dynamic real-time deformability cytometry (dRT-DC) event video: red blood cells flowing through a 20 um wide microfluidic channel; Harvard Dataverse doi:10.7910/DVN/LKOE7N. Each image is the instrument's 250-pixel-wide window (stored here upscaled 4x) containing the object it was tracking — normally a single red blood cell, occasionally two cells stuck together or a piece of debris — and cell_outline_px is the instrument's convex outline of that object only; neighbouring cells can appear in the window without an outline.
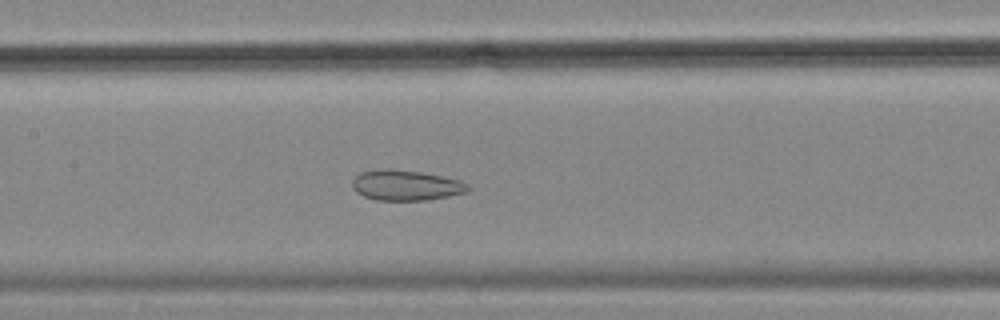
{"species": "common noctule bat (a hibernating species)", "species_latin": "Nyctalus noctula", "temperature_condition": "cold", "stored_images_in_passage": 57, "camera_frame_rate_fps": 3000, "um_per_image_px": 0.085, "animal": {"sex": "female", "body_mass_g": 18.4}, "frame": {"image": 1, "passage_image": 27, "time_ms": 8.667, "image_size_px": [1000, 320], "cell_outline_px": [[468, 188], [464, 192], [448, 196], [428, 200], [376, 200], [364, 196], [356, 192], [352, 188], [352, 180], [360, 172], [384, 168], [392, 168], [420, 172], [460, 180], [468, 184]], "centroid_in_image_um": [34.44, 15.74], "position_along_channel_um": 173.0, "area_um2": 20.4}}
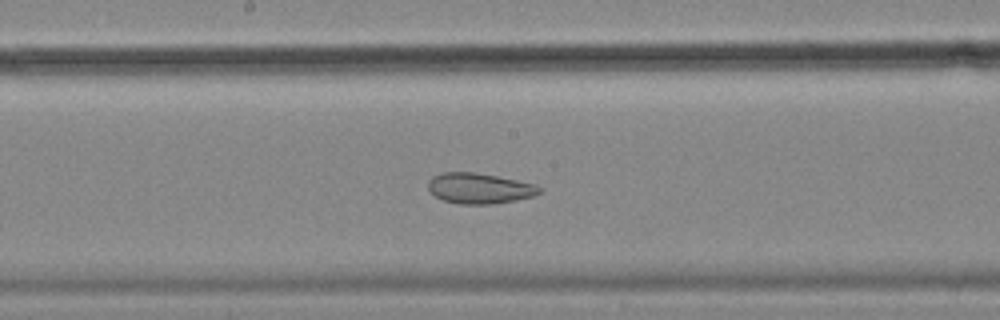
{"frame": {"image": 2, "passage_image": 30, "time_ms": 9.667, "image_size_px": [1000, 320], "cell_outline_px": [[544, 188], [540, 192], [532, 196], [492, 204], [460, 204], [444, 200], [428, 192], [428, 180], [432, 176], [440, 172], [472, 172], [496, 176], [536, 184]], "centroid_in_image_um": [40.71, 16.0], "position_along_channel_um": 207.5, "area_um2": 19.77}}
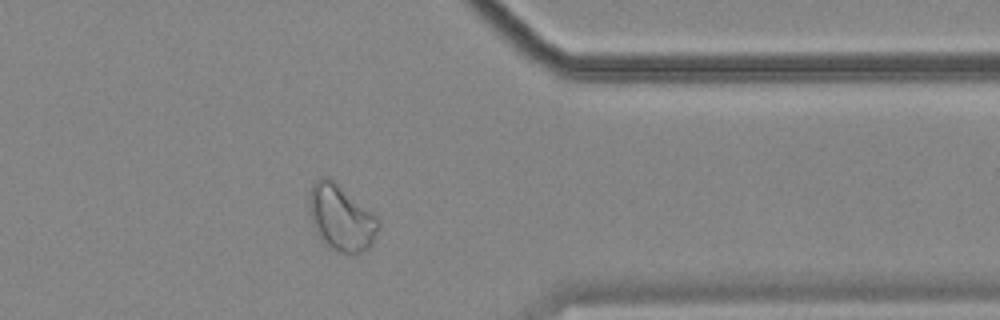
{"frame": {"image": 3, "passage_image": 46, "time_ms": 15.0, "image_size_px": [1000, 320], "cell_outline_px": [[380, 228], [372, 244], [368, 248], [360, 252], [340, 252], [324, 244], [320, 240], [316, 232], [308, 212], [308, 192], [312, 184], [320, 176], [328, 176], [372, 212], [380, 220]], "centroid_in_image_um": [28.96, 18.49], "position_along_channel_um": 382.4, "area_um2": 26.76}, "authors_computed_cell_mechanics": {"area_um2": 27.8596, "velocity_mm_per_s": 3.4808, "shape_relaxation_time_tau1_ms": null, "shape_relaxation_time_tau2_ms": 2.6948, "deformation_change_tau1": null, "deformation_change_tau2": 0.0912}}